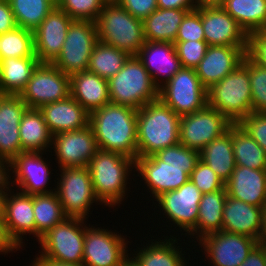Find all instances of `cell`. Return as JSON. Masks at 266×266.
<instances>
[{"mask_svg": "<svg viewBox=\"0 0 266 266\" xmlns=\"http://www.w3.org/2000/svg\"><path fill=\"white\" fill-rule=\"evenodd\" d=\"M3 216H0V252L10 253L11 251L15 250L16 248L8 241L6 238L4 228H3Z\"/></svg>", "mask_w": 266, "mask_h": 266, "instance_id": "cell-55", "label": "cell"}, {"mask_svg": "<svg viewBox=\"0 0 266 266\" xmlns=\"http://www.w3.org/2000/svg\"><path fill=\"white\" fill-rule=\"evenodd\" d=\"M109 0H58L57 7L73 20L96 22Z\"/></svg>", "mask_w": 266, "mask_h": 266, "instance_id": "cell-41", "label": "cell"}, {"mask_svg": "<svg viewBox=\"0 0 266 266\" xmlns=\"http://www.w3.org/2000/svg\"><path fill=\"white\" fill-rule=\"evenodd\" d=\"M237 124L266 152V112H251Z\"/></svg>", "mask_w": 266, "mask_h": 266, "instance_id": "cell-47", "label": "cell"}, {"mask_svg": "<svg viewBox=\"0 0 266 266\" xmlns=\"http://www.w3.org/2000/svg\"><path fill=\"white\" fill-rule=\"evenodd\" d=\"M22 152H44L52 146V134L37 108H28L19 124Z\"/></svg>", "mask_w": 266, "mask_h": 266, "instance_id": "cell-33", "label": "cell"}, {"mask_svg": "<svg viewBox=\"0 0 266 266\" xmlns=\"http://www.w3.org/2000/svg\"><path fill=\"white\" fill-rule=\"evenodd\" d=\"M201 21L209 46L241 47L246 51L248 34L222 7L201 8Z\"/></svg>", "mask_w": 266, "mask_h": 266, "instance_id": "cell-18", "label": "cell"}, {"mask_svg": "<svg viewBox=\"0 0 266 266\" xmlns=\"http://www.w3.org/2000/svg\"><path fill=\"white\" fill-rule=\"evenodd\" d=\"M221 7L247 34L266 29V0H225Z\"/></svg>", "mask_w": 266, "mask_h": 266, "instance_id": "cell-35", "label": "cell"}, {"mask_svg": "<svg viewBox=\"0 0 266 266\" xmlns=\"http://www.w3.org/2000/svg\"><path fill=\"white\" fill-rule=\"evenodd\" d=\"M243 62L248 66L252 94L253 112H266V69L252 63L246 56Z\"/></svg>", "mask_w": 266, "mask_h": 266, "instance_id": "cell-42", "label": "cell"}, {"mask_svg": "<svg viewBox=\"0 0 266 266\" xmlns=\"http://www.w3.org/2000/svg\"><path fill=\"white\" fill-rule=\"evenodd\" d=\"M39 63L37 57H12L0 61V95H20Z\"/></svg>", "mask_w": 266, "mask_h": 266, "instance_id": "cell-31", "label": "cell"}, {"mask_svg": "<svg viewBox=\"0 0 266 266\" xmlns=\"http://www.w3.org/2000/svg\"><path fill=\"white\" fill-rule=\"evenodd\" d=\"M8 193H1L0 192V216L4 215V201H5V196Z\"/></svg>", "mask_w": 266, "mask_h": 266, "instance_id": "cell-59", "label": "cell"}, {"mask_svg": "<svg viewBox=\"0 0 266 266\" xmlns=\"http://www.w3.org/2000/svg\"><path fill=\"white\" fill-rule=\"evenodd\" d=\"M177 115L195 113L208 105L207 89L194 68L182 67L159 88V97Z\"/></svg>", "mask_w": 266, "mask_h": 266, "instance_id": "cell-8", "label": "cell"}, {"mask_svg": "<svg viewBox=\"0 0 266 266\" xmlns=\"http://www.w3.org/2000/svg\"><path fill=\"white\" fill-rule=\"evenodd\" d=\"M17 27L34 31L55 7L49 0H9Z\"/></svg>", "mask_w": 266, "mask_h": 266, "instance_id": "cell-39", "label": "cell"}, {"mask_svg": "<svg viewBox=\"0 0 266 266\" xmlns=\"http://www.w3.org/2000/svg\"><path fill=\"white\" fill-rule=\"evenodd\" d=\"M126 238L107 229L91 226L85 230L83 264L85 266H121L129 256Z\"/></svg>", "mask_w": 266, "mask_h": 266, "instance_id": "cell-13", "label": "cell"}, {"mask_svg": "<svg viewBox=\"0 0 266 266\" xmlns=\"http://www.w3.org/2000/svg\"><path fill=\"white\" fill-rule=\"evenodd\" d=\"M10 171H12L11 162L7 160H0V192L1 193H9L11 190L9 189L11 185H10V181L8 180L10 178L8 174Z\"/></svg>", "mask_w": 266, "mask_h": 266, "instance_id": "cell-53", "label": "cell"}, {"mask_svg": "<svg viewBox=\"0 0 266 266\" xmlns=\"http://www.w3.org/2000/svg\"><path fill=\"white\" fill-rule=\"evenodd\" d=\"M39 110L52 135L82 129L89 125L90 113L71 96L42 105Z\"/></svg>", "mask_w": 266, "mask_h": 266, "instance_id": "cell-25", "label": "cell"}, {"mask_svg": "<svg viewBox=\"0 0 266 266\" xmlns=\"http://www.w3.org/2000/svg\"><path fill=\"white\" fill-rule=\"evenodd\" d=\"M97 41L95 22L74 20L69 26L60 54L52 64L69 76L86 71Z\"/></svg>", "mask_w": 266, "mask_h": 266, "instance_id": "cell-10", "label": "cell"}, {"mask_svg": "<svg viewBox=\"0 0 266 266\" xmlns=\"http://www.w3.org/2000/svg\"><path fill=\"white\" fill-rule=\"evenodd\" d=\"M98 40L129 55H137L145 43L143 22L116 0H109L96 20Z\"/></svg>", "mask_w": 266, "mask_h": 266, "instance_id": "cell-4", "label": "cell"}, {"mask_svg": "<svg viewBox=\"0 0 266 266\" xmlns=\"http://www.w3.org/2000/svg\"><path fill=\"white\" fill-rule=\"evenodd\" d=\"M189 179L203 193L215 192L225 188L221 178L203 161L198 160Z\"/></svg>", "mask_w": 266, "mask_h": 266, "instance_id": "cell-44", "label": "cell"}, {"mask_svg": "<svg viewBox=\"0 0 266 266\" xmlns=\"http://www.w3.org/2000/svg\"><path fill=\"white\" fill-rule=\"evenodd\" d=\"M70 96L87 112L110 103L108 80L88 70L70 76Z\"/></svg>", "mask_w": 266, "mask_h": 266, "instance_id": "cell-28", "label": "cell"}, {"mask_svg": "<svg viewBox=\"0 0 266 266\" xmlns=\"http://www.w3.org/2000/svg\"><path fill=\"white\" fill-rule=\"evenodd\" d=\"M17 27L9 0H0V34Z\"/></svg>", "mask_w": 266, "mask_h": 266, "instance_id": "cell-50", "label": "cell"}, {"mask_svg": "<svg viewBox=\"0 0 266 266\" xmlns=\"http://www.w3.org/2000/svg\"><path fill=\"white\" fill-rule=\"evenodd\" d=\"M245 58L241 47L208 46L204 58L195 67L201 84L208 90L236 69Z\"/></svg>", "mask_w": 266, "mask_h": 266, "instance_id": "cell-23", "label": "cell"}, {"mask_svg": "<svg viewBox=\"0 0 266 266\" xmlns=\"http://www.w3.org/2000/svg\"><path fill=\"white\" fill-rule=\"evenodd\" d=\"M199 159L206 163L226 183L234 171L236 161L232 144V124L199 152Z\"/></svg>", "mask_w": 266, "mask_h": 266, "instance_id": "cell-29", "label": "cell"}, {"mask_svg": "<svg viewBox=\"0 0 266 266\" xmlns=\"http://www.w3.org/2000/svg\"><path fill=\"white\" fill-rule=\"evenodd\" d=\"M98 148L137 158V109L108 103L90 113Z\"/></svg>", "mask_w": 266, "mask_h": 266, "instance_id": "cell-1", "label": "cell"}, {"mask_svg": "<svg viewBox=\"0 0 266 266\" xmlns=\"http://www.w3.org/2000/svg\"><path fill=\"white\" fill-rule=\"evenodd\" d=\"M225 0H195L197 8L221 7Z\"/></svg>", "mask_w": 266, "mask_h": 266, "instance_id": "cell-56", "label": "cell"}, {"mask_svg": "<svg viewBox=\"0 0 266 266\" xmlns=\"http://www.w3.org/2000/svg\"><path fill=\"white\" fill-rule=\"evenodd\" d=\"M258 243L266 246V205L263 207L262 230L258 239Z\"/></svg>", "mask_w": 266, "mask_h": 266, "instance_id": "cell-57", "label": "cell"}, {"mask_svg": "<svg viewBox=\"0 0 266 266\" xmlns=\"http://www.w3.org/2000/svg\"><path fill=\"white\" fill-rule=\"evenodd\" d=\"M154 155L166 164L176 167H195L199 160V151L181 143L157 151Z\"/></svg>", "mask_w": 266, "mask_h": 266, "instance_id": "cell-43", "label": "cell"}, {"mask_svg": "<svg viewBox=\"0 0 266 266\" xmlns=\"http://www.w3.org/2000/svg\"><path fill=\"white\" fill-rule=\"evenodd\" d=\"M248 66L242 62L236 69L207 90L208 106L238 123L253 112Z\"/></svg>", "mask_w": 266, "mask_h": 266, "instance_id": "cell-6", "label": "cell"}, {"mask_svg": "<svg viewBox=\"0 0 266 266\" xmlns=\"http://www.w3.org/2000/svg\"><path fill=\"white\" fill-rule=\"evenodd\" d=\"M192 10L157 8L142 20L145 41L174 43L183 18Z\"/></svg>", "mask_w": 266, "mask_h": 266, "instance_id": "cell-30", "label": "cell"}, {"mask_svg": "<svg viewBox=\"0 0 266 266\" xmlns=\"http://www.w3.org/2000/svg\"><path fill=\"white\" fill-rule=\"evenodd\" d=\"M51 145L60 169L87 167L99 150L90 124L82 129L52 135Z\"/></svg>", "mask_w": 266, "mask_h": 266, "instance_id": "cell-15", "label": "cell"}, {"mask_svg": "<svg viewBox=\"0 0 266 266\" xmlns=\"http://www.w3.org/2000/svg\"><path fill=\"white\" fill-rule=\"evenodd\" d=\"M180 116L159 98L137 110V157L179 143Z\"/></svg>", "mask_w": 266, "mask_h": 266, "instance_id": "cell-2", "label": "cell"}, {"mask_svg": "<svg viewBox=\"0 0 266 266\" xmlns=\"http://www.w3.org/2000/svg\"><path fill=\"white\" fill-rule=\"evenodd\" d=\"M205 41L201 8L189 11L182 20L175 41Z\"/></svg>", "mask_w": 266, "mask_h": 266, "instance_id": "cell-46", "label": "cell"}, {"mask_svg": "<svg viewBox=\"0 0 266 266\" xmlns=\"http://www.w3.org/2000/svg\"><path fill=\"white\" fill-rule=\"evenodd\" d=\"M136 56L158 88L163 83H167L182 68L174 43L145 41ZM160 77H163V81Z\"/></svg>", "mask_w": 266, "mask_h": 266, "instance_id": "cell-24", "label": "cell"}, {"mask_svg": "<svg viewBox=\"0 0 266 266\" xmlns=\"http://www.w3.org/2000/svg\"><path fill=\"white\" fill-rule=\"evenodd\" d=\"M55 7L57 6L58 4V0H49Z\"/></svg>", "mask_w": 266, "mask_h": 266, "instance_id": "cell-60", "label": "cell"}, {"mask_svg": "<svg viewBox=\"0 0 266 266\" xmlns=\"http://www.w3.org/2000/svg\"><path fill=\"white\" fill-rule=\"evenodd\" d=\"M171 237L166 236L164 240L151 242L149 246L140 248L138 253L135 252L136 256L133 259L139 266H187L184 254L179 251V246L176 247V237Z\"/></svg>", "mask_w": 266, "mask_h": 266, "instance_id": "cell-34", "label": "cell"}, {"mask_svg": "<svg viewBox=\"0 0 266 266\" xmlns=\"http://www.w3.org/2000/svg\"><path fill=\"white\" fill-rule=\"evenodd\" d=\"M240 266H266V246L258 243Z\"/></svg>", "mask_w": 266, "mask_h": 266, "instance_id": "cell-51", "label": "cell"}, {"mask_svg": "<svg viewBox=\"0 0 266 266\" xmlns=\"http://www.w3.org/2000/svg\"><path fill=\"white\" fill-rule=\"evenodd\" d=\"M28 108L19 95H0V160L12 162L22 153L19 124Z\"/></svg>", "mask_w": 266, "mask_h": 266, "instance_id": "cell-21", "label": "cell"}, {"mask_svg": "<svg viewBox=\"0 0 266 266\" xmlns=\"http://www.w3.org/2000/svg\"><path fill=\"white\" fill-rule=\"evenodd\" d=\"M87 167L95 195L99 201L109 207L121 204L126 196V182L129 179L127 177L135 168V160L115 152L99 149Z\"/></svg>", "mask_w": 266, "mask_h": 266, "instance_id": "cell-3", "label": "cell"}, {"mask_svg": "<svg viewBox=\"0 0 266 266\" xmlns=\"http://www.w3.org/2000/svg\"><path fill=\"white\" fill-rule=\"evenodd\" d=\"M3 228L8 241L18 250L26 233L35 235L33 195L17 191L8 193L4 201ZM24 234V235H23ZM22 245V246H21Z\"/></svg>", "mask_w": 266, "mask_h": 266, "instance_id": "cell-20", "label": "cell"}, {"mask_svg": "<svg viewBox=\"0 0 266 266\" xmlns=\"http://www.w3.org/2000/svg\"><path fill=\"white\" fill-rule=\"evenodd\" d=\"M201 198L202 193L189 179L177 190L162 193L156 201L167 218L189 235L196 228Z\"/></svg>", "mask_w": 266, "mask_h": 266, "instance_id": "cell-16", "label": "cell"}, {"mask_svg": "<svg viewBox=\"0 0 266 266\" xmlns=\"http://www.w3.org/2000/svg\"><path fill=\"white\" fill-rule=\"evenodd\" d=\"M29 108L61 101L70 96V76L52 63H39L19 95Z\"/></svg>", "mask_w": 266, "mask_h": 266, "instance_id": "cell-11", "label": "cell"}, {"mask_svg": "<svg viewBox=\"0 0 266 266\" xmlns=\"http://www.w3.org/2000/svg\"><path fill=\"white\" fill-rule=\"evenodd\" d=\"M133 17L145 19L157 9V0H116Z\"/></svg>", "mask_w": 266, "mask_h": 266, "instance_id": "cell-49", "label": "cell"}, {"mask_svg": "<svg viewBox=\"0 0 266 266\" xmlns=\"http://www.w3.org/2000/svg\"><path fill=\"white\" fill-rule=\"evenodd\" d=\"M84 221L67 217L56 224L38 240L42 247L38 256L63 263H83L84 235L88 228Z\"/></svg>", "mask_w": 266, "mask_h": 266, "instance_id": "cell-7", "label": "cell"}, {"mask_svg": "<svg viewBox=\"0 0 266 266\" xmlns=\"http://www.w3.org/2000/svg\"><path fill=\"white\" fill-rule=\"evenodd\" d=\"M41 154V155H40ZM42 152H22L12 162V172L20 192L25 194H49L56 189H46L50 180L49 165L42 159Z\"/></svg>", "mask_w": 266, "mask_h": 266, "instance_id": "cell-22", "label": "cell"}, {"mask_svg": "<svg viewBox=\"0 0 266 266\" xmlns=\"http://www.w3.org/2000/svg\"><path fill=\"white\" fill-rule=\"evenodd\" d=\"M231 124L222 113L207 105L200 111L180 116L179 143L200 152Z\"/></svg>", "mask_w": 266, "mask_h": 266, "instance_id": "cell-12", "label": "cell"}, {"mask_svg": "<svg viewBox=\"0 0 266 266\" xmlns=\"http://www.w3.org/2000/svg\"><path fill=\"white\" fill-rule=\"evenodd\" d=\"M225 187L227 196L257 207L266 205V170L236 165Z\"/></svg>", "mask_w": 266, "mask_h": 266, "instance_id": "cell-26", "label": "cell"}, {"mask_svg": "<svg viewBox=\"0 0 266 266\" xmlns=\"http://www.w3.org/2000/svg\"><path fill=\"white\" fill-rule=\"evenodd\" d=\"M177 56L182 67L194 68L204 58L208 43L206 41H175Z\"/></svg>", "mask_w": 266, "mask_h": 266, "instance_id": "cell-45", "label": "cell"}, {"mask_svg": "<svg viewBox=\"0 0 266 266\" xmlns=\"http://www.w3.org/2000/svg\"><path fill=\"white\" fill-rule=\"evenodd\" d=\"M160 9H196L195 0H157Z\"/></svg>", "mask_w": 266, "mask_h": 266, "instance_id": "cell-52", "label": "cell"}, {"mask_svg": "<svg viewBox=\"0 0 266 266\" xmlns=\"http://www.w3.org/2000/svg\"><path fill=\"white\" fill-rule=\"evenodd\" d=\"M129 256L122 262V265L121 266H139V264H137V262Z\"/></svg>", "mask_w": 266, "mask_h": 266, "instance_id": "cell-58", "label": "cell"}, {"mask_svg": "<svg viewBox=\"0 0 266 266\" xmlns=\"http://www.w3.org/2000/svg\"><path fill=\"white\" fill-rule=\"evenodd\" d=\"M263 208L227 196L223 211L222 231L259 239Z\"/></svg>", "mask_w": 266, "mask_h": 266, "instance_id": "cell-27", "label": "cell"}, {"mask_svg": "<svg viewBox=\"0 0 266 266\" xmlns=\"http://www.w3.org/2000/svg\"><path fill=\"white\" fill-rule=\"evenodd\" d=\"M32 263H33L32 266H85L83 263L80 264L63 263L52 260L50 258L38 257V256L36 257V259H34Z\"/></svg>", "mask_w": 266, "mask_h": 266, "instance_id": "cell-54", "label": "cell"}, {"mask_svg": "<svg viewBox=\"0 0 266 266\" xmlns=\"http://www.w3.org/2000/svg\"><path fill=\"white\" fill-rule=\"evenodd\" d=\"M195 167L170 166L154 154L135 159V170L142 176L155 199L162 193L177 190L189 180Z\"/></svg>", "mask_w": 266, "mask_h": 266, "instance_id": "cell-17", "label": "cell"}, {"mask_svg": "<svg viewBox=\"0 0 266 266\" xmlns=\"http://www.w3.org/2000/svg\"><path fill=\"white\" fill-rule=\"evenodd\" d=\"M110 102L140 109L159 97V88L136 55L124 63L122 69L108 80Z\"/></svg>", "mask_w": 266, "mask_h": 266, "instance_id": "cell-5", "label": "cell"}, {"mask_svg": "<svg viewBox=\"0 0 266 266\" xmlns=\"http://www.w3.org/2000/svg\"><path fill=\"white\" fill-rule=\"evenodd\" d=\"M74 20L57 6L34 32V53L40 63H52L60 54Z\"/></svg>", "mask_w": 266, "mask_h": 266, "instance_id": "cell-19", "label": "cell"}, {"mask_svg": "<svg viewBox=\"0 0 266 266\" xmlns=\"http://www.w3.org/2000/svg\"><path fill=\"white\" fill-rule=\"evenodd\" d=\"M257 244V239L225 231L208 234L199 240L214 266H240Z\"/></svg>", "mask_w": 266, "mask_h": 266, "instance_id": "cell-14", "label": "cell"}, {"mask_svg": "<svg viewBox=\"0 0 266 266\" xmlns=\"http://www.w3.org/2000/svg\"><path fill=\"white\" fill-rule=\"evenodd\" d=\"M129 57L127 52L98 40L93 48L87 70L109 80L122 69Z\"/></svg>", "mask_w": 266, "mask_h": 266, "instance_id": "cell-38", "label": "cell"}, {"mask_svg": "<svg viewBox=\"0 0 266 266\" xmlns=\"http://www.w3.org/2000/svg\"><path fill=\"white\" fill-rule=\"evenodd\" d=\"M245 56L252 63L266 69V29L248 34Z\"/></svg>", "mask_w": 266, "mask_h": 266, "instance_id": "cell-48", "label": "cell"}, {"mask_svg": "<svg viewBox=\"0 0 266 266\" xmlns=\"http://www.w3.org/2000/svg\"><path fill=\"white\" fill-rule=\"evenodd\" d=\"M33 212L35 219V237L38 240L56 224L67 218L56 192L34 194Z\"/></svg>", "mask_w": 266, "mask_h": 266, "instance_id": "cell-37", "label": "cell"}, {"mask_svg": "<svg viewBox=\"0 0 266 266\" xmlns=\"http://www.w3.org/2000/svg\"><path fill=\"white\" fill-rule=\"evenodd\" d=\"M226 198V187L219 191L202 194V198L198 206V220L196 228L189 234L190 236H194L196 234V238L199 237L197 240H200L208 234L222 231L223 211Z\"/></svg>", "mask_w": 266, "mask_h": 266, "instance_id": "cell-32", "label": "cell"}, {"mask_svg": "<svg viewBox=\"0 0 266 266\" xmlns=\"http://www.w3.org/2000/svg\"><path fill=\"white\" fill-rule=\"evenodd\" d=\"M232 144L236 165L266 170V152L237 123H232Z\"/></svg>", "mask_w": 266, "mask_h": 266, "instance_id": "cell-36", "label": "cell"}, {"mask_svg": "<svg viewBox=\"0 0 266 266\" xmlns=\"http://www.w3.org/2000/svg\"><path fill=\"white\" fill-rule=\"evenodd\" d=\"M62 170V171H61ZM60 170L55 190L67 217L86 219L91 204L101 203L95 195L88 167H71Z\"/></svg>", "mask_w": 266, "mask_h": 266, "instance_id": "cell-9", "label": "cell"}, {"mask_svg": "<svg viewBox=\"0 0 266 266\" xmlns=\"http://www.w3.org/2000/svg\"><path fill=\"white\" fill-rule=\"evenodd\" d=\"M12 57H36L33 31L16 27L12 31L0 34V61Z\"/></svg>", "mask_w": 266, "mask_h": 266, "instance_id": "cell-40", "label": "cell"}]
</instances>
